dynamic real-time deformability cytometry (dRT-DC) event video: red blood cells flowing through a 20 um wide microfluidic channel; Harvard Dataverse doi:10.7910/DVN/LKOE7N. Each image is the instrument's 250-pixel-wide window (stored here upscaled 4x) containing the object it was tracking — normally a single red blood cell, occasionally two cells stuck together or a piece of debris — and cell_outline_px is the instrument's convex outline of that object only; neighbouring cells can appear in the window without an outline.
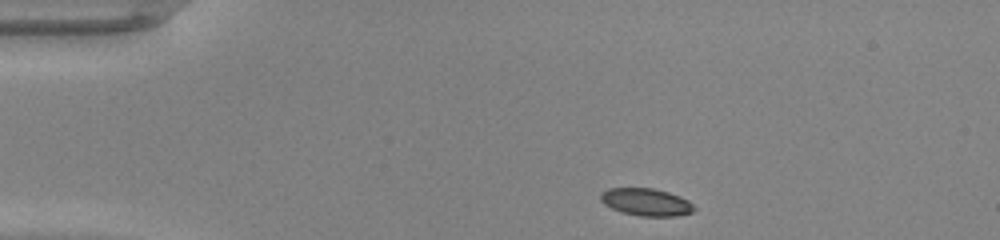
{"species": "common noctule bat (a hibernating species)", "species_latin": "Nyctalus noctula", "temperature_condition": "warm", "stored_images_in_passage": 40, "camera_frame_rate_fps": 3000, "um_per_image_px": 0.085, "animal": {"sex": "male", "body_mass_g": 20.0, "forearm_length_mm": 53.3}, "frame": {"image": 1, "passage_image": 1, "time_ms": 0.0, "image_size_px": [1000, 240], "cell_outline_px": [[696, 208], [692, 212], [676, 216], [640, 216], [620, 212], [604, 204], [600, 200], [600, 192], [608, 188], [652, 188], [668, 192], [680, 196], [688, 200]], "centroid_in_image_um": [54.9, 17.17], "position_along_channel_um": 30.1, "area_um2": 15.03}}
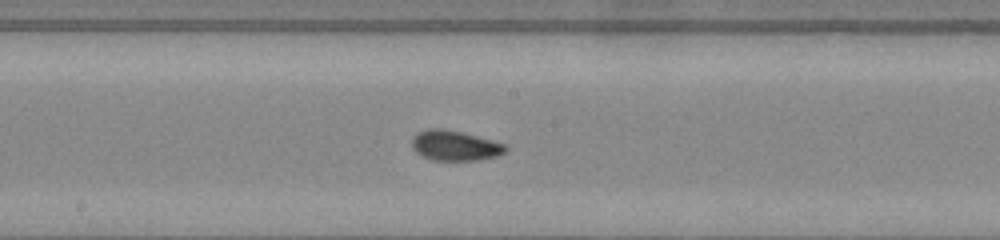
{"frame": {"image": 2, "passage_image": 18, "time_ms": 5.667, "image_size_px": [1000, 240], "cell_outline_px": [[508, 148], [504, 152], [496, 156], [476, 160], [432, 160], [416, 152], [412, 148], [412, 136], [416, 132], [428, 128], [444, 128], [464, 132], [492, 140], [504, 144]], "centroid_in_image_um": [38.63, 12.35], "position_along_channel_um": 209.6, "area_um2": 16.53}}
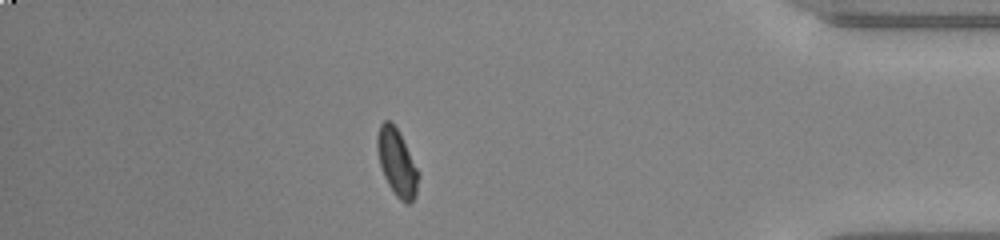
{"frame": {"image": 3, "passage_image": 34, "time_ms": 11.0, "image_size_px": [1000, 240], "cell_outline_px": [[420, 172], [416, 196], [408, 204], [400, 200], [396, 196], [388, 184], [380, 168], [376, 148], [376, 136], [380, 124], [384, 120], [388, 120], [400, 132]], "centroid_in_image_um": [33.74, 13.81], "position_along_channel_um": 401.5, "area_um2": 16.36}, "authors_computed_cell_mechanics": {"area_um2": 15.5482, "velocity_mm_per_s": 4.3026, "shape_relaxation_time_tau1_ms": 7.598, "shape_relaxation_time_tau2_ms": 1.0131, "deformation_change_tau1": 0.2032, "deformation_change_tau2": 0.0552}}